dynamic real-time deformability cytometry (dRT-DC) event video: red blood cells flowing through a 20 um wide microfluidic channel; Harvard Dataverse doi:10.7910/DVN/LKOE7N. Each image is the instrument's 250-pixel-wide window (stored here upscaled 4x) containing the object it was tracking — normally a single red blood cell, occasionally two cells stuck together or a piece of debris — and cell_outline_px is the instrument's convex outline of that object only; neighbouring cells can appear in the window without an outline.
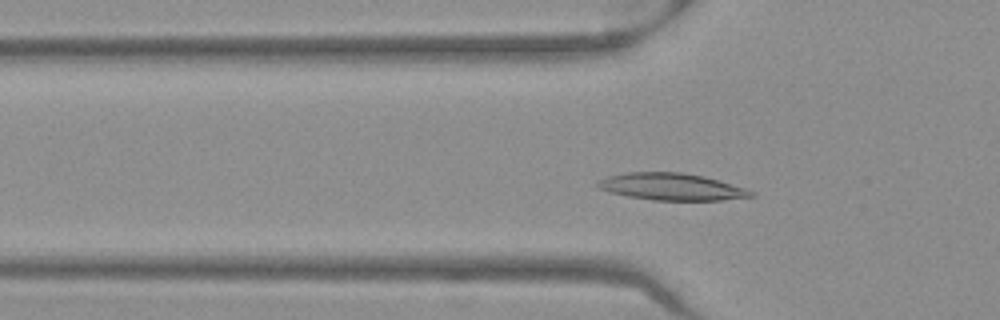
{"species": "Egyptian fruit bat (a non-hibernating species)", "species_latin": "Rousettus aegyptiacus", "temperature_condition": "warm", "stored_images_in_passage": 44, "camera_frame_rate_fps": 3000, "um_per_image_px": 0.085, "frame": {"image": 1, "passage_image": 9, "time_ms": 2.667, "image_size_px": [1000, 320], "cell_outline_px": [[756, 196], [720, 200], [652, 200], [628, 196], [612, 192], [600, 188], [596, 184], [596, 180], [608, 176], [628, 172], [680, 172], [704, 176], [744, 188], [756, 192]], "centroid_in_image_um": [57.08, 15.87], "position_along_channel_um": 68.7, "area_um2": 23.93}}
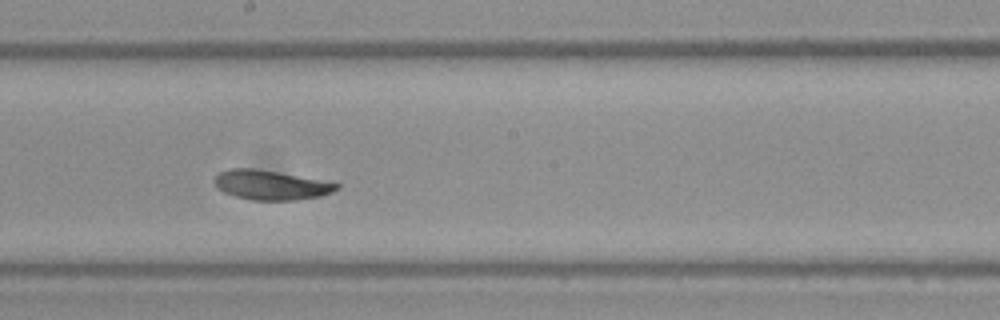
{"frame": {"image": 2, "passage_image": 21, "time_ms": 6.667, "image_size_px": [1000, 320], "cell_outline_px": [[340, 188], [332, 192], [320, 196], [296, 200], [252, 200], [236, 196], [224, 192], [216, 188], [212, 180], [220, 172], [228, 168], [256, 168], [320, 180], [340, 184]], "centroid_in_image_um": [22.98, 15.72], "position_along_channel_um": 225.2, "area_um2": 20.98}}
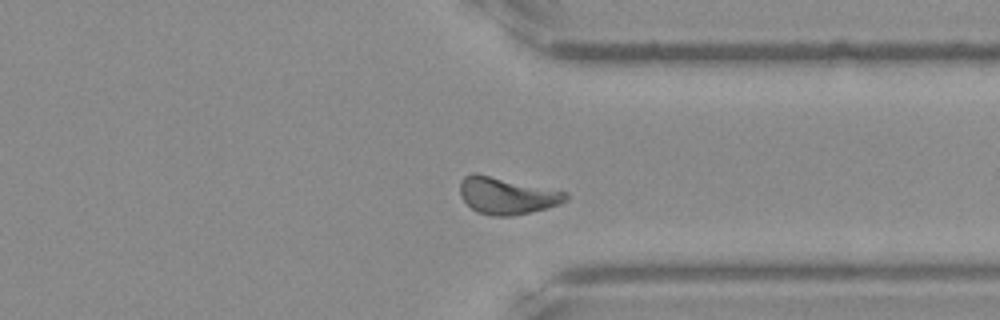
{"frame": {"image": 3, "passage_image": 32, "time_ms": 10.333, "image_size_px": [1000, 320], "cell_outline_px": [[568, 200], [560, 204], [528, 212], [508, 216], [492, 216], [476, 212], [460, 196], [460, 180], [464, 176], [472, 172], [476, 172], [568, 192]], "centroid_in_image_um": [43.06, 16.61], "position_along_channel_um": 368.3, "area_um2": 22.83}, "authors_computed_cell_mechanics": {"area_um2": 21.7617, "velocity_mm_per_s": 3.9218, "shape_relaxation_time_tau1_ms": 2.6415, "shape_relaxation_time_tau2_ms": 4.6532, "deformation_change_tau1": 0.0934, "deformation_change_tau2": 0.086}}